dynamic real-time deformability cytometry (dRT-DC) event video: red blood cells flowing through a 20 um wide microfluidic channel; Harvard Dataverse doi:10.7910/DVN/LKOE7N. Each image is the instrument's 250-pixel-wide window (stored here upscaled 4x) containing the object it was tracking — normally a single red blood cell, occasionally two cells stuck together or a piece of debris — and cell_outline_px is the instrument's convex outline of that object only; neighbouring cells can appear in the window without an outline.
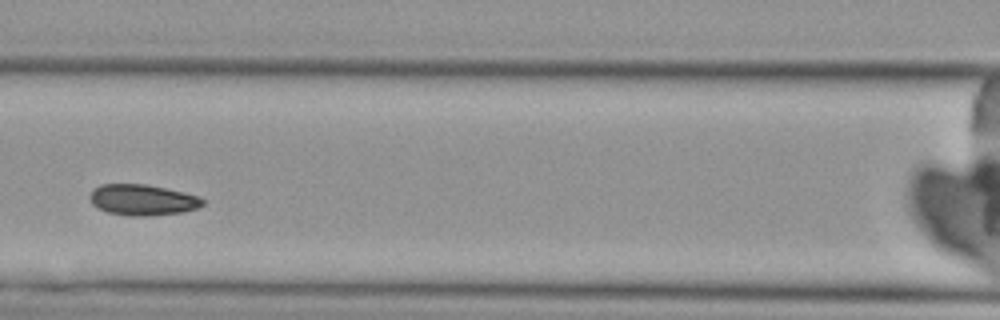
{"species": "Egyptian fruit bat (a non-hibernating species)", "species_latin": "Rousettus aegyptiacus", "temperature_condition": "cold", "stored_images_in_passage": 3, "camera_frame_rate_fps": 3000, "um_per_image_px": 0.085, "animal": {"sex": "female"}, "frame": {"image": 1, "passage_image": 3, "time_ms": 2.333, "image_size_px": [1000, 320], "cell_outline_px": [[204, 204], [196, 208], [184, 212], [148, 216], [128, 216], [108, 212], [96, 208], [92, 204], [88, 196], [92, 188], [100, 184], [144, 184], [184, 192], [200, 196], [204, 200]], "centroid_in_image_um": [12.08, 16.99], "position_along_channel_um": 154.5, "area_um2": 20.58}}